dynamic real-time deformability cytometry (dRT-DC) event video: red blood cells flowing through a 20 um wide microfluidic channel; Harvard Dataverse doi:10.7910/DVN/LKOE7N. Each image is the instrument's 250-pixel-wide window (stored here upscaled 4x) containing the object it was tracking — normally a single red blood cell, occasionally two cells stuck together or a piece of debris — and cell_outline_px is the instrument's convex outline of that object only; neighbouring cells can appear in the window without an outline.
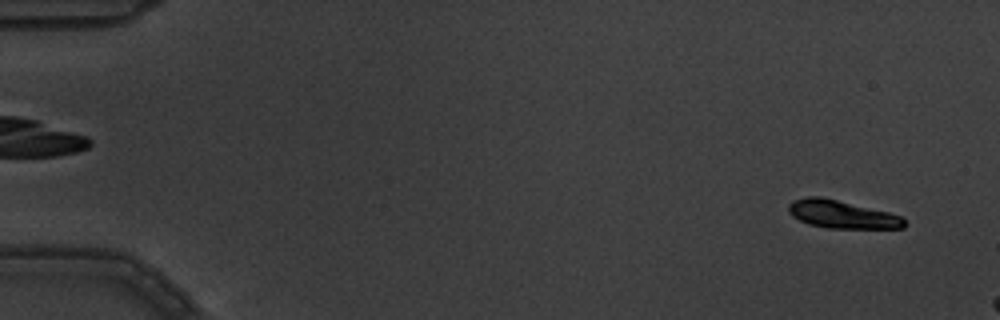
{"species": "common noctule bat (a hibernating species)", "species_latin": "Nyctalus noctula", "temperature_condition": "warm", "stored_images_in_passage": 3, "camera_frame_rate_fps": 3000, "um_per_image_px": 0.085, "animal": {"sex": "male", "body_mass_g": 19.5, "forearm_length_mm": 54.6}, "frame": {"image": 1, "passage_image": 1, "time_ms": 0.0, "image_size_px": [1000, 320], "cell_outline_px": [[904, 228], [828, 228], [808, 224], [792, 216], [788, 212], [788, 204], [792, 200], [808, 196], [820, 196], [888, 212], [900, 216], [904, 220]], "centroid_in_image_um": [71.5, 18.22], "position_along_channel_um": 13.5, "area_um2": 18.67}}